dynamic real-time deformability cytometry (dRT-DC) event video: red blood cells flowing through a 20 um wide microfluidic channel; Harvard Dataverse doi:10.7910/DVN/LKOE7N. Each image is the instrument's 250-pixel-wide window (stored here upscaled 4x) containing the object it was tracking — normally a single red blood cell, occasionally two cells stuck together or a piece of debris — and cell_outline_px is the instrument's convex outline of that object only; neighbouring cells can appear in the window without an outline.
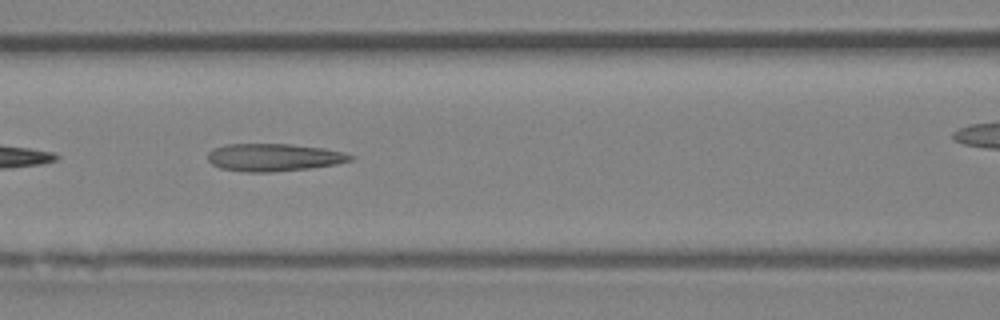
{"species": "Egyptian fruit bat (a non-hibernating species)", "species_latin": "Rousettus aegyptiacus", "temperature_condition": "room temperature", "stored_images_in_passage": 27, "camera_frame_rate_fps": 3000, "um_per_image_px": 0.085, "animal": {"sex": "female"}, "frame": {"image": 1, "passage_image": 8, "time_ms": 2.333, "image_size_px": [1000, 320], "cell_outline_px": [[356, 156], [352, 160], [336, 164], [308, 168], [272, 172], [248, 172], [220, 168], [212, 164], [208, 160], [208, 152], [212, 148], [224, 144], [292, 144], [324, 148], [344, 152]], "centroid_in_image_um": [23.27, 13.37], "position_along_channel_um": 143.3, "area_um2": 23.06}}
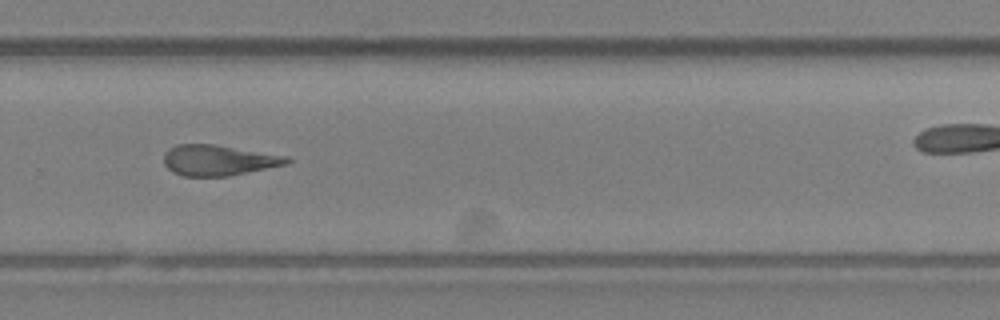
{"frame": {"image": 2, "passage_image": 20, "time_ms": 6.333, "image_size_px": [1000, 320], "cell_outline_px": [[292, 160], [288, 164], [228, 176], [184, 176], [172, 172], [164, 164], [164, 152], [168, 148], [176, 144], [212, 144], [288, 156]], "centroid_in_image_um": [18.55, 13.62], "position_along_channel_um": 311.2, "area_um2": 21.96}}